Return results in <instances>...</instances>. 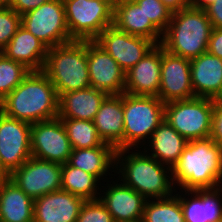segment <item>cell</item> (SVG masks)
Here are the masks:
<instances>
[{
  "mask_svg": "<svg viewBox=\"0 0 222 222\" xmlns=\"http://www.w3.org/2000/svg\"><path fill=\"white\" fill-rule=\"evenodd\" d=\"M172 12L179 11L189 6V0H160Z\"/></svg>",
  "mask_w": 222,
  "mask_h": 222,
  "instance_id": "39",
  "label": "cell"
},
{
  "mask_svg": "<svg viewBox=\"0 0 222 222\" xmlns=\"http://www.w3.org/2000/svg\"><path fill=\"white\" fill-rule=\"evenodd\" d=\"M21 26L48 48L73 41L67 28L63 0H50L21 16Z\"/></svg>",
  "mask_w": 222,
  "mask_h": 222,
  "instance_id": "9",
  "label": "cell"
},
{
  "mask_svg": "<svg viewBox=\"0 0 222 222\" xmlns=\"http://www.w3.org/2000/svg\"><path fill=\"white\" fill-rule=\"evenodd\" d=\"M8 6V0H0V9Z\"/></svg>",
  "mask_w": 222,
  "mask_h": 222,
  "instance_id": "42",
  "label": "cell"
},
{
  "mask_svg": "<svg viewBox=\"0 0 222 222\" xmlns=\"http://www.w3.org/2000/svg\"><path fill=\"white\" fill-rule=\"evenodd\" d=\"M212 30L205 10L189 5L172 12L160 45L173 55L192 60L207 52Z\"/></svg>",
  "mask_w": 222,
  "mask_h": 222,
  "instance_id": "4",
  "label": "cell"
},
{
  "mask_svg": "<svg viewBox=\"0 0 222 222\" xmlns=\"http://www.w3.org/2000/svg\"><path fill=\"white\" fill-rule=\"evenodd\" d=\"M10 177V173L3 167V164L0 159V180L8 179Z\"/></svg>",
  "mask_w": 222,
  "mask_h": 222,
  "instance_id": "41",
  "label": "cell"
},
{
  "mask_svg": "<svg viewBox=\"0 0 222 222\" xmlns=\"http://www.w3.org/2000/svg\"><path fill=\"white\" fill-rule=\"evenodd\" d=\"M207 52L222 59V28H213Z\"/></svg>",
  "mask_w": 222,
  "mask_h": 222,
  "instance_id": "37",
  "label": "cell"
},
{
  "mask_svg": "<svg viewBox=\"0 0 222 222\" xmlns=\"http://www.w3.org/2000/svg\"><path fill=\"white\" fill-rule=\"evenodd\" d=\"M214 2L215 0H189V5L197 9L205 10Z\"/></svg>",
  "mask_w": 222,
  "mask_h": 222,
  "instance_id": "40",
  "label": "cell"
},
{
  "mask_svg": "<svg viewBox=\"0 0 222 222\" xmlns=\"http://www.w3.org/2000/svg\"><path fill=\"white\" fill-rule=\"evenodd\" d=\"M93 123L104 143L113 146L116 150L123 149V93L108 95L96 113Z\"/></svg>",
  "mask_w": 222,
  "mask_h": 222,
  "instance_id": "22",
  "label": "cell"
},
{
  "mask_svg": "<svg viewBox=\"0 0 222 222\" xmlns=\"http://www.w3.org/2000/svg\"><path fill=\"white\" fill-rule=\"evenodd\" d=\"M113 25L130 35L145 37L159 45L163 34L146 17L134 0H115Z\"/></svg>",
  "mask_w": 222,
  "mask_h": 222,
  "instance_id": "21",
  "label": "cell"
},
{
  "mask_svg": "<svg viewBox=\"0 0 222 222\" xmlns=\"http://www.w3.org/2000/svg\"><path fill=\"white\" fill-rule=\"evenodd\" d=\"M21 26V15L9 6L0 9V51L10 42Z\"/></svg>",
  "mask_w": 222,
  "mask_h": 222,
  "instance_id": "33",
  "label": "cell"
},
{
  "mask_svg": "<svg viewBox=\"0 0 222 222\" xmlns=\"http://www.w3.org/2000/svg\"><path fill=\"white\" fill-rule=\"evenodd\" d=\"M9 178L29 197L36 199L61 190V164L31 157Z\"/></svg>",
  "mask_w": 222,
  "mask_h": 222,
  "instance_id": "11",
  "label": "cell"
},
{
  "mask_svg": "<svg viewBox=\"0 0 222 222\" xmlns=\"http://www.w3.org/2000/svg\"><path fill=\"white\" fill-rule=\"evenodd\" d=\"M30 72L22 63L0 52V101L10 94Z\"/></svg>",
  "mask_w": 222,
  "mask_h": 222,
  "instance_id": "31",
  "label": "cell"
},
{
  "mask_svg": "<svg viewBox=\"0 0 222 222\" xmlns=\"http://www.w3.org/2000/svg\"><path fill=\"white\" fill-rule=\"evenodd\" d=\"M34 199L10 178L0 180V222H33Z\"/></svg>",
  "mask_w": 222,
  "mask_h": 222,
  "instance_id": "25",
  "label": "cell"
},
{
  "mask_svg": "<svg viewBox=\"0 0 222 222\" xmlns=\"http://www.w3.org/2000/svg\"><path fill=\"white\" fill-rule=\"evenodd\" d=\"M99 179L85 171L71 166L68 162L61 165V189L87 200L99 199ZM98 194V195H97ZM97 196V197H96Z\"/></svg>",
  "mask_w": 222,
  "mask_h": 222,
  "instance_id": "28",
  "label": "cell"
},
{
  "mask_svg": "<svg viewBox=\"0 0 222 222\" xmlns=\"http://www.w3.org/2000/svg\"><path fill=\"white\" fill-rule=\"evenodd\" d=\"M68 163L100 179L111 168L115 172L116 149L107 143L97 147L72 149Z\"/></svg>",
  "mask_w": 222,
  "mask_h": 222,
  "instance_id": "27",
  "label": "cell"
},
{
  "mask_svg": "<svg viewBox=\"0 0 222 222\" xmlns=\"http://www.w3.org/2000/svg\"><path fill=\"white\" fill-rule=\"evenodd\" d=\"M42 72L50 79L58 96L91 87L87 41L73 40L49 48Z\"/></svg>",
  "mask_w": 222,
  "mask_h": 222,
  "instance_id": "5",
  "label": "cell"
},
{
  "mask_svg": "<svg viewBox=\"0 0 222 222\" xmlns=\"http://www.w3.org/2000/svg\"><path fill=\"white\" fill-rule=\"evenodd\" d=\"M100 201L106 206L115 222H141L146 199L123 182L107 184ZM111 185V186H110Z\"/></svg>",
  "mask_w": 222,
  "mask_h": 222,
  "instance_id": "18",
  "label": "cell"
},
{
  "mask_svg": "<svg viewBox=\"0 0 222 222\" xmlns=\"http://www.w3.org/2000/svg\"><path fill=\"white\" fill-rule=\"evenodd\" d=\"M0 111L6 116L34 124L58 117L59 96L42 71H30L3 100Z\"/></svg>",
  "mask_w": 222,
  "mask_h": 222,
  "instance_id": "1",
  "label": "cell"
},
{
  "mask_svg": "<svg viewBox=\"0 0 222 222\" xmlns=\"http://www.w3.org/2000/svg\"><path fill=\"white\" fill-rule=\"evenodd\" d=\"M172 175L184 191L222 186V148L210 137L188 141Z\"/></svg>",
  "mask_w": 222,
  "mask_h": 222,
  "instance_id": "2",
  "label": "cell"
},
{
  "mask_svg": "<svg viewBox=\"0 0 222 222\" xmlns=\"http://www.w3.org/2000/svg\"><path fill=\"white\" fill-rule=\"evenodd\" d=\"M115 0H63L72 40L93 41L113 25Z\"/></svg>",
  "mask_w": 222,
  "mask_h": 222,
  "instance_id": "7",
  "label": "cell"
},
{
  "mask_svg": "<svg viewBox=\"0 0 222 222\" xmlns=\"http://www.w3.org/2000/svg\"><path fill=\"white\" fill-rule=\"evenodd\" d=\"M48 1L50 0H8V6L22 16Z\"/></svg>",
  "mask_w": 222,
  "mask_h": 222,
  "instance_id": "36",
  "label": "cell"
},
{
  "mask_svg": "<svg viewBox=\"0 0 222 222\" xmlns=\"http://www.w3.org/2000/svg\"><path fill=\"white\" fill-rule=\"evenodd\" d=\"M127 72L156 44L141 36L130 35L114 25L104 29L94 40Z\"/></svg>",
  "mask_w": 222,
  "mask_h": 222,
  "instance_id": "14",
  "label": "cell"
},
{
  "mask_svg": "<svg viewBox=\"0 0 222 222\" xmlns=\"http://www.w3.org/2000/svg\"><path fill=\"white\" fill-rule=\"evenodd\" d=\"M190 60L167 52L161 46V72L158 98L164 103L195 98Z\"/></svg>",
  "mask_w": 222,
  "mask_h": 222,
  "instance_id": "13",
  "label": "cell"
},
{
  "mask_svg": "<svg viewBox=\"0 0 222 222\" xmlns=\"http://www.w3.org/2000/svg\"><path fill=\"white\" fill-rule=\"evenodd\" d=\"M150 139L147 141L153 153L149 155L172 169L178 163L188 143L165 119L154 130Z\"/></svg>",
  "mask_w": 222,
  "mask_h": 222,
  "instance_id": "26",
  "label": "cell"
},
{
  "mask_svg": "<svg viewBox=\"0 0 222 222\" xmlns=\"http://www.w3.org/2000/svg\"><path fill=\"white\" fill-rule=\"evenodd\" d=\"M87 61L91 87L108 95L124 93L126 72L94 40L87 41Z\"/></svg>",
  "mask_w": 222,
  "mask_h": 222,
  "instance_id": "15",
  "label": "cell"
},
{
  "mask_svg": "<svg viewBox=\"0 0 222 222\" xmlns=\"http://www.w3.org/2000/svg\"><path fill=\"white\" fill-rule=\"evenodd\" d=\"M185 198L175 194L181 203L185 222H222V188L185 190ZM221 194V195H220Z\"/></svg>",
  "mask_w": 222,
  "mask_h": 222,
  "instance_id": "20",
  "label": "cell"
},
{
  "mask_svg": "<svg viewBox=\"0 0 222 222\" xmlns=\"http://www.w3.org/2000/svg\"><path fill=\"white\" fill-rule=\"evenodd\" d=\"M161 45H155L134 67L126 72L124 92L156 96L160 88Z\"/></svg>",
  "mask_w": 222,
  "mask_h": 222,
  "instance_id": "17",
  "label": "cell"
},
{
  "mask_svg": "<svg viewBox=\"0 0 222 222\" xmlns=\"http://www.w3.org/2000/svg\"><path fill=\"white\" fill-rule=\"evenodd\" d=\"M48 49L43 42L20 26L0 52L7 58L22 63L30 71H42Z\"/></svg>",
  "mask_w": 222,
  "mask_h": 222,
  "instance_id": "23",
  "label": "cell"
},
{
  "mask_svg": "<svg viewBox=\"0 0 222 222\" xmlns=\"http://www.w3.org/2000/svg\"><path fill=\"white\" fill-rule=\"evenodd\" d=\"M77 222H115L106 206L97 200H87L81 206Z\"/></svg>",
  "mask_w": 222,
  "mask_h": 222,
  "instance_id": "34",
  "label": "cell"
},
{
  "mask_svg": "<svg viewBox=\"0 0 222 222\" xmlns=\"http://www.w3.org/2000/svg\"><path fill=\"white\" fill-rule=\"evenodd\" d=\"M107 96L105 92L93 87L62 93L59 96L58 117L93 121Z\"/></svg>",
  "mask_w": 222,
  "mask_h": 222,
  "instance_id": "24",
  "label": "cell"
},
{
  "mask_svg": "<svg viewBox=\"0 0 222 222\" xmlns=\"http://www.w3.org/2000/svg\"><path fill=\"white\" fill-rule=\"evenodd\" d=\"M72 149L101 146L104 142L98 135L93 121L82 119H61Z\"/></svg>",
  "mask_w": 222,
  "mask_h": 222,
  "instance_id": "30",
  "label": "cell"
},
{
  "mask_svg": "<svg viewBox=\"0 0 222 222\" xmlns=\"http://www.w3.org/2000/svg\"><path fill=\"white\" fill-rule=\"evenodd\" d=\"M146 17L163 34L171 21L172 11L160 0H134Z\"/></svg>",
  "mask_w": 222,
  "mask_h": 222,
  "instance_id": "32",
  "label": "cell"
},
{
  "mask_svg": "<svg viewBox=\"0 0 222 222\" xmlns=\"http://www.w3.org/2000/svg\"><path fill=\"white\" fill-rule=\"evenodd\" d=\"M123 112V149H132L134 146L138 149V145L146 142V138L149 140L154 130L164 121L165 104L156 96L124 92Z\"/></svg>",
  "mask_w": 222,
  "mask_h": 222,
  "instance_id": "6",
  "label": "cell"
},
{
  "mask_svg": "<svg viewBox=\"0 0 222 222\" xmlns=\"http://www.w3.org/2000/svg\"><path fill=\"white\" fill-rule=\"evenodd\" d=\"M210 138L222 148V99L214 100Z\"/></svg>",
  "mask_w": 222,
  "mask_h": 222,
  "instance_id": "35",
  "label": "cell"
},
{
  "mask_svg": "<svg viewBox=\"0 0 222 222\" xmlns=\"http://www.w3.org/2000/svg\"><path fill=\"white\" fill-rule=\"evenodd\" d=\"M141 222H185L180 199L172 195L154 201L146 200Z\"/></svg>",
  "mask_w": 222,
  "mask_h": 222,
  "instance_id": "29",
  "label": "cell"
},
{
  "mask_svg": "<svg viewBox=\"0 0 222 222\" xmlns=\"http://www.w3.org/2000/svg\"><path fill=\"white\" fill-rule=\"evenodd\" d=\"M31 126L0 111V159L10 174L32 157Z\"/></svg>",
  "mask_w": 222,
  "mask_h": 222,
  "instance_id": "12",
  "label": "cell"
},
{
  "mask_svg": "<svg viewBox=\"0 0 222 222\" xmlns=\"http://www.w3.org/2000/svg\"><path fill=\"white\" fill-rule=\"evenodd\" d=\"M213 28H222V0H215L205 9Z\"/></svg>",
  "mask_w": 222,
  "mask_h": 222,
  "instance_id": "38",
  "label": "cell"
},
{
  "mask_svg": "<svg viewBox=\"0 0 222 222\" xmlns=\"http://www.w3.org/2000/svg\"><path fill=\"white\" fill-rule=\"evenodd\" d=\"M214 99L195 97L165 104V120L187 141L211 136Z\"/></svg>",
  "mask_w": 222,
  "mask_h": 222,
  "instance_id": "8",
  "label": "cell"
},
{
  "mask_svg": "<svg viewBox=\"0 0 222 222\" xmlns=\"http://www.w3.org/2000/svg\"><path fill=\"white\" fill-rule=\"evenodd\" d=\"M195 97L222 99V59L208 52L190 60Z\"/></svg>",
  "mask_w": 222,
  "mask_h": 222,
  "instance_id": "19",
  "label": "cell"
},
{
  "mask_svg": "<svg viewBox=\"0 0 222 222\" xmlns=\"http://www.w3.org/2000/svg\"><path fill=\"white\" fill-rule=\"evenodd\" d=\"M145 149L146 147L142 151L144 153L139 150V152H132V154H129L131 153L130 149L116 150L117 169L115 171L118 169L119 171L115 173H121L119 174L122 177L120 181L141 194L146 200L172 196L173 190L176 192L172 168L159 163L147 154Z\"/></svg>",
  "mask_w": 222,
  "mask_h": 222,
  "instance_id": "3",
  "label": "cell"
},
{
  "mask_svg": "<svg viewBox=\"0 0 222 222\" xmlns=\"http://www.w3.org/2000/svg\"><path fill=\"white\" fill-rule=\"evenodd\" d=\"M85 200L64 190L34 199L33 222H77Z\"/></svg>",
  "mask_w": 222,
  "mask_h": 222,
  "instance_id": "16",
  "label": "cell"
},
{
  "mask_svg": "<svg viewBox=\"0 0 222 222\" xmlns=\"http://www.w3.org/2000/svg\"><path fill=\"white\" fill-rule=\"evenodd\" d=\"M32 157L58 164L69 161L72 147L59 117L32 124L30 130Z\"/></svg>",
  "mask_w": 222,
  "mask_h": 222,
  "instance_id": "10",
  "label": "cell"
}]
</instances>
